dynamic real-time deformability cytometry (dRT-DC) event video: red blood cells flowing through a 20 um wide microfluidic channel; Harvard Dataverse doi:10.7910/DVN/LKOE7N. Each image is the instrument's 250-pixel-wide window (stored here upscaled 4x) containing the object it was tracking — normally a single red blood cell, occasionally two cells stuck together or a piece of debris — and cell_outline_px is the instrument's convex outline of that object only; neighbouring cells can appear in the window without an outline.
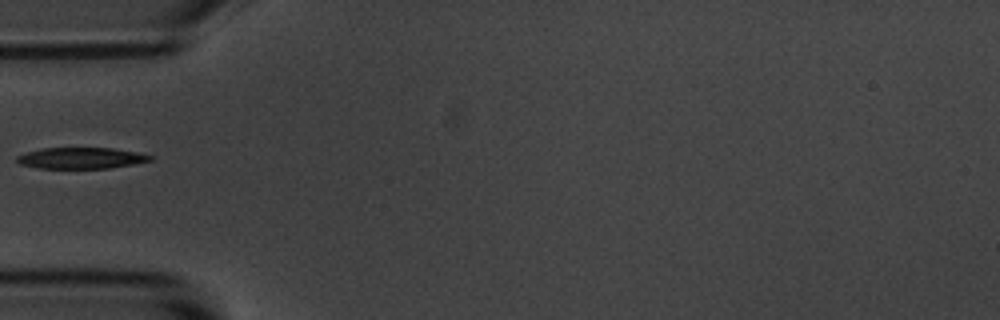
{"species": "common noctule bat (a hibernating species)", "species_latin": "Nyctalus noctula", "temperature_condition": "room temperature", "stored_images_in_passage": 1, "camera_frame_rate_fps": 3000, "um_per_image_px": 0.085, "animal": {"sex": "male", "body_mass_g": 20.1, "forearm_length_mm": 53.5}, "frame": {"image": 1, "passage_image": 1, "time_ms": 0.0, "image_size_px": [1000, 320], "cell_outline_px": [[156, 156], [152, 160], [132, 164], [108, 168], [40, 168], [20, 164], [16, 160], [16, 156], [40, 148], [112, 148], [136, 152]], "centroid_in_image_um": [6.9, 13.43], "position_along_channel_um": 78.1, "area_um2": 16.36}}